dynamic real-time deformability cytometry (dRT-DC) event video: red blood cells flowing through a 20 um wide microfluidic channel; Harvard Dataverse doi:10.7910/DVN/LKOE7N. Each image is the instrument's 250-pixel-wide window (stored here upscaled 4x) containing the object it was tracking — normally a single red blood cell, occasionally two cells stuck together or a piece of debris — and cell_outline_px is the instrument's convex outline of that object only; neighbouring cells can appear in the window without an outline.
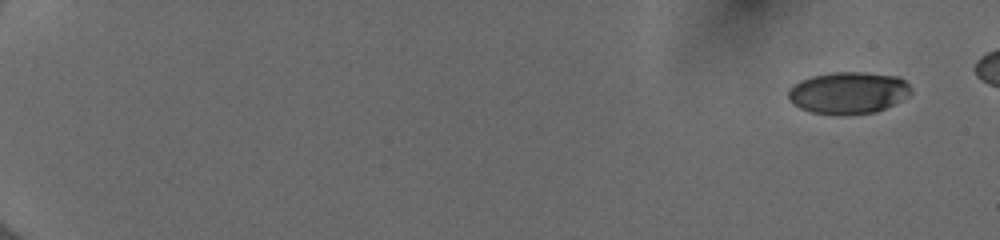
{"species": "human", "species_latin": "Homo sapiens", "temperature_condition": "cold", "stored_images_in_passage": 52, "camera_frame_rate_fps": 3000, "um_per_image_px": 0.085, "donor": {"sex": "female"}, "frame": {"image": 1, "passage_image": 1, "time_ms": 0.0, "image_size_px": [1000, 240], "cell_outline_px": [[912, 92], [908, 96], [876, 112], [844, 116], [840, 116], [808, 112], [792, 104], [788, 100], [788, 88], [800, 80], [812, 76], [832, 72], [864, 72], [896, 76], [904, 80], [912, 88]], "centroid_in_image_um": [72.06, 7.9], "position_along_channel_um": 12.9, "area_um2": 30.4}}
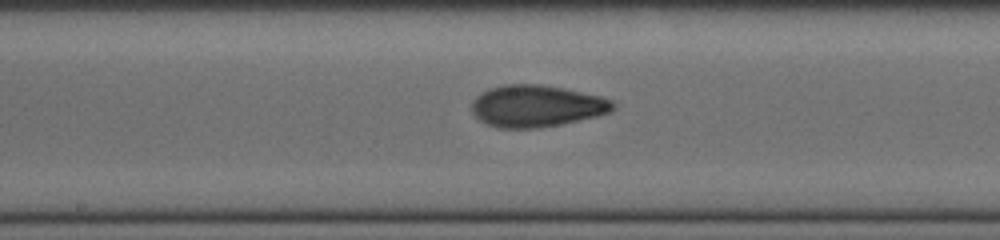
{"frame": {"image": 2, "passage_image": 30, "time_ms": 9.667, "image_size_px": [1000, 240], "cell_outline_px": [[616, 108], [612, 112], [596, 116], [560, 124], [536, 128], [496, 128], [480, 120], [472, 112], [472, 100], [476, 96], [488, 88], [504, 84], [540, 84], [564, 88], [600, 96], [612, 100], [616, 104]], "centroid_in_image_um": [45.61, 9.0], "position_along_channel_um": 202.6, "area_um2": 34.56}}
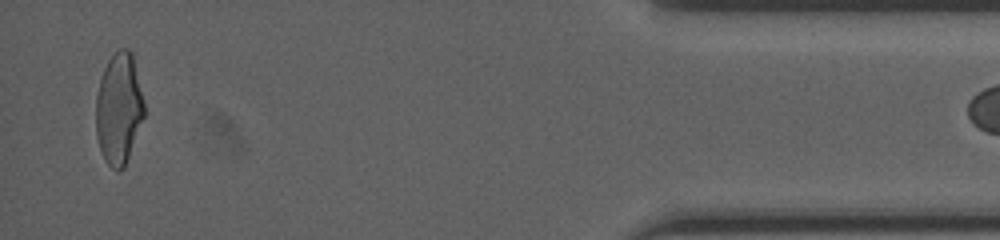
{"frame": {"image": 3, "passage_image": 51, "time_ms": 16.667, "image_size_px": [1000, 240], "cell_outline_px": [[144, 116], [124, 168], [116, 172], [104, 160], [96, 136], [96, 96], [100, 80], [104, 68], [108, 60], [120, 48], [128, 48], [132, 52], [144, 104]], "centroid_in_image_um": [10.09, 9.25], "position_along_channel_um": 425.1, "area_um2": 31.1}}